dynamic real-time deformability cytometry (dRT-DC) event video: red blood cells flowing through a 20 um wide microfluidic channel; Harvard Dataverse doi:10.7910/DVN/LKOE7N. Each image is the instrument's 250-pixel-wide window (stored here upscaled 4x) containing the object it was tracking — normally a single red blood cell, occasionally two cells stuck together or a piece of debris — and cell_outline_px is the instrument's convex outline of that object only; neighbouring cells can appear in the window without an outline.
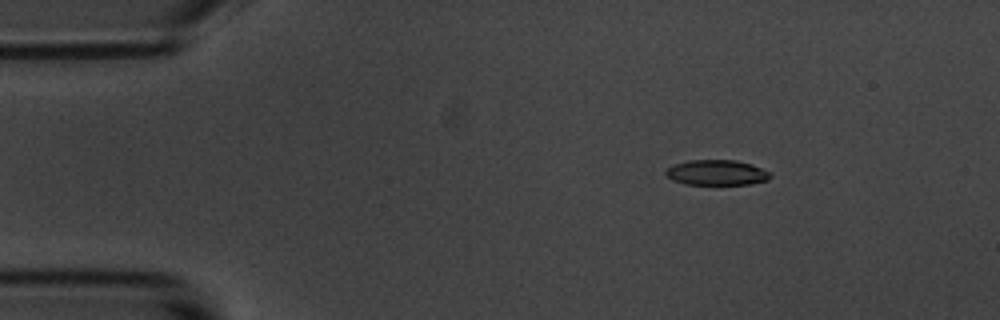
{"species": "common noctule bat (a hibernating species)", "species_latin": "Nyctalus noctula", "temperature_condition": "room temperature", "stored_images_in_passage": 5, "camera_frame_rate_fps": 3000, "um_per_image_px": 0.085, "animal": {"sex": "male", "body_mass_g": 20.1, "forearm_length_mm": 53.5}, "frame": {"image": 1, "passage_image": 2, "time_ms": 1.333, "image_size_px": [1000, 320], "cell_outline_px": [[772, 176], [768, 180], [748, 184], [684, 184], [672, 180], [664, 172], [672, 164], [688, 160], [736, 160], [752, 164], [772, 172]], "centroid_in_image_um": [60.93, 14.66], "position_along_channel_um": 24.1, "area_um2": 15.55}}
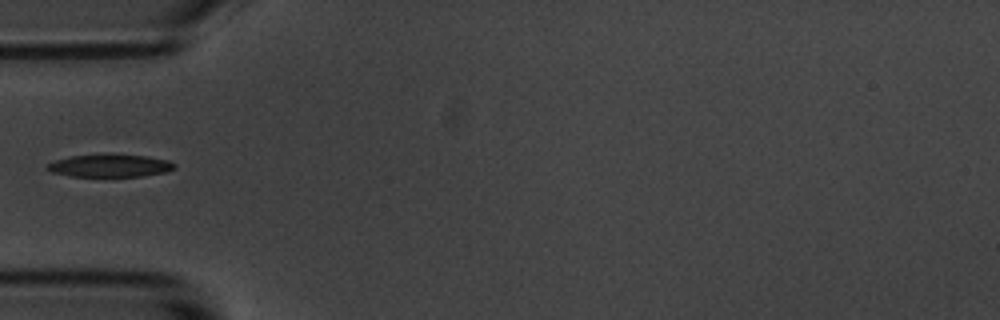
{"frame": {"image": 2, "passage_image": 5, "time_ms": 4.667, "image_size_px": [1000, 320], "cell_outline_px": [[176, 168], [168, 172], [144, 176], [112, 180], [68, 176], [52, 172], [44, 168], [48, 164], [56, 160], [72, 156], [148, 156], [168, 160], [176, 164]], "centroid_in_image_um": [9.38, 14.18], "position_along_channel_um": 75.6, "area_um2": 17.4}}